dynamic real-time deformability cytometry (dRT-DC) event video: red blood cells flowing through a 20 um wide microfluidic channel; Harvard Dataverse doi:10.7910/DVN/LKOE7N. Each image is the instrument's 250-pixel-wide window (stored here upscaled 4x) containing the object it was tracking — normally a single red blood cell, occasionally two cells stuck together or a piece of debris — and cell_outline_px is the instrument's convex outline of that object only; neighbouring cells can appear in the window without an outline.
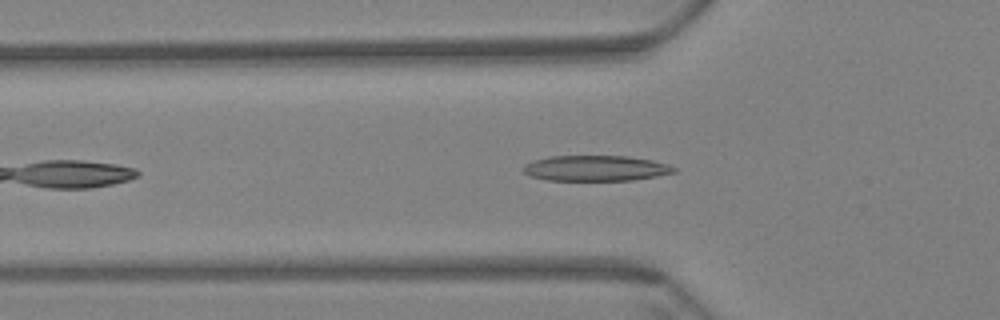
{"species": "Egyptian fruit bat (a non-hibernating species)", "species_latin": "Rousettus aegyptiacus", "temperature_condition": "warm", "stored_images_in_passage": 43, "camera_frame_rate_fps": 3000, "um_per_image_px": 0.085, "animal": {"sex": "female"}, "frame": {"image": 1, "passage_image": 7, "time_ms": 2.0, "image_size_px": [1000, 320], "cell_outline_px": [[676, 172], [656, 176], [632, 180], [548, 180], [528, 176], [520, 168], [524, 164], [532, 160], [548, 156], [624, 156], [652, 160], [668, 164], [676, 168]], "centroid_in_image_um": [50.57, 14.3], "position_along_channel_um": 75.2, "area_um2": 22.54}}
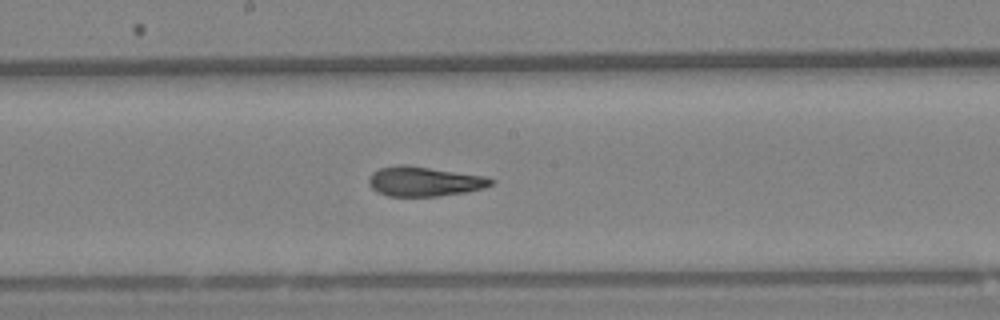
{"frame": {"image": 2, "passage_image": 19, "time_ms": 6.0, "image_size_px": [1000, 320], "cell_outline_px": [[496, 180], [492, 184], [484, 188], [468, 192], [436, 196], [388, 196], [376, 192], [368, 184], [368, 176], [372, 172], [380, 168], [396, 164], [408, 164], [484, 176]], "centroid_in_image_um": [36.03, 15.41], "position_along_channel_um": 212.2, "area_um2": 21.44}}
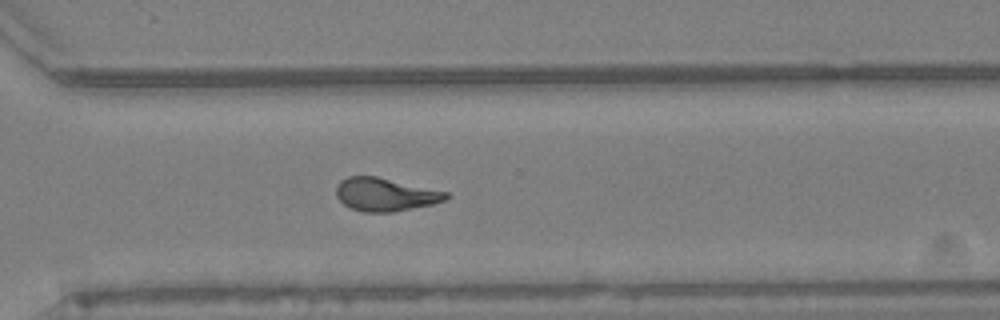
{"frame": {"image": 3, "passage_image": 30, "time_ms": 9.667, "image_size_px": [1000, 320], "cell_outline_px": [[452, 196], [444, 200], [432, 204], [392, 212], [364, 212], [352, 208], [344, 204], [336, 196], [336, 184], [340, 180], [348, 176], [376, 176], [448, 192]], "centroid_in_image_um": [32.73, 16.52], "position_along_channel_um": 337.9, "area_um2": 21.15}}